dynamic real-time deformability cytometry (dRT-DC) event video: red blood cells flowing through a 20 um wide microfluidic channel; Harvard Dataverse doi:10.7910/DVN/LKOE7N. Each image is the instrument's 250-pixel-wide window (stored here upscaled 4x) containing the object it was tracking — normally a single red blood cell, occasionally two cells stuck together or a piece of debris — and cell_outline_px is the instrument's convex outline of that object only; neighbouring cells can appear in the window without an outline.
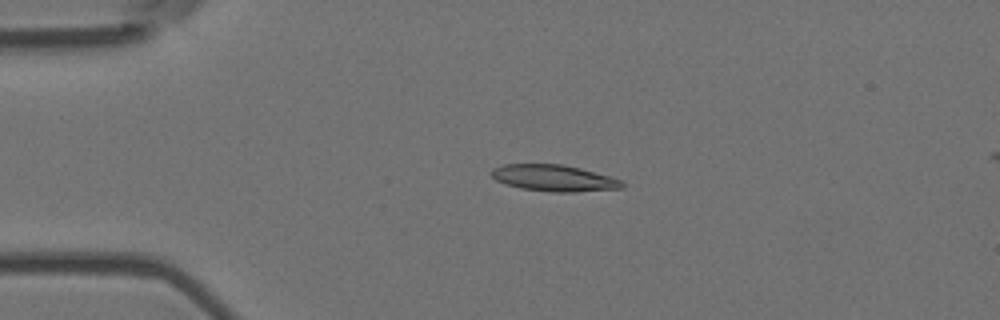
{"species": "Egyptian fruit bat (a non-hibernating species)", "species_latin": "Rousettus aegyptiacus", "temperature_condition": "room temperature", "stored_images_in_passage": 3, "camera_frame_rate_fps": 3000, "um_per_image_px": 0.085, "animal": {"sex": "female"}, "frame": {"image": 1, "passage_image": 2, "time_ms": 0.333, "image_size_px": [1000, 320], "cell_outline_px": [[624, 188], [576, 192], [552, 192], [520, 188], [504, 184], [496, 180], [488, 172], [492, 168], [504, 164], [560, 164], [580, 168], [612, 176], [620, 180], [624, 184]], "centroid_in_image_um": [47.07, 15.13], "position_along_channel_um": 37.9, "area_um2": 20.35}}